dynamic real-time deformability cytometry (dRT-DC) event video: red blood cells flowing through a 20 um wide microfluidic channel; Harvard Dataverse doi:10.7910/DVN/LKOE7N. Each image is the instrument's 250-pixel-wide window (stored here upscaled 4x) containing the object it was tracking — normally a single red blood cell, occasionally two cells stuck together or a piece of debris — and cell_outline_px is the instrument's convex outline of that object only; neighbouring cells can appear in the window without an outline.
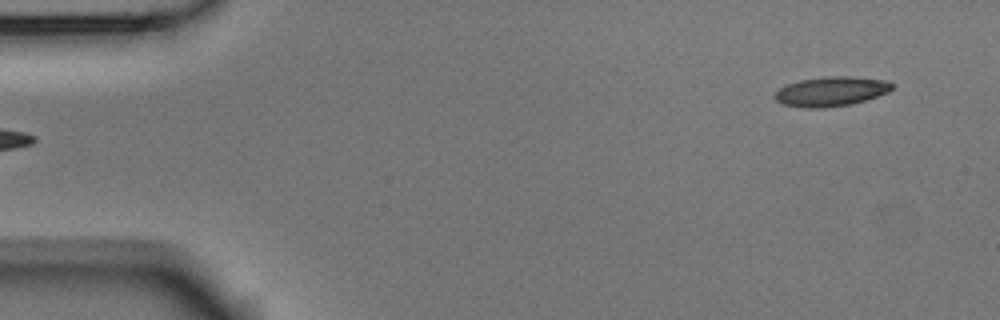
{"species": "Egyptian fruit bat (a non-hibernating species)", "species_latin": "Rousettus aegyptiacus", "temperature_condition": "room temperature", "stored_images_in_passage": 5, "segment_of_instrument_passage": [2, 2], "camera_frame_rate_fps": 3000, "um_per_image_px": 0.085, "animal": {"sex": "male"}, "frame": {"image": 1, "passage_image": 5, "time_ms": 1.333, "image_size_px": [1000, 320], "cell_outline_px": [[892, 88], [888, 92], [852, 104], [820, 108], [804, 108], [784, 104], [776, 100], [772, 96], [780, 88], [788, 84], [800, 80], [824, 76], [852, 76], [888, 80], [892, 84]], "centroid_in_image_um": [70.63, 7.76], "position_along_channel_um": 14.4, "area_um2": 20.17}}